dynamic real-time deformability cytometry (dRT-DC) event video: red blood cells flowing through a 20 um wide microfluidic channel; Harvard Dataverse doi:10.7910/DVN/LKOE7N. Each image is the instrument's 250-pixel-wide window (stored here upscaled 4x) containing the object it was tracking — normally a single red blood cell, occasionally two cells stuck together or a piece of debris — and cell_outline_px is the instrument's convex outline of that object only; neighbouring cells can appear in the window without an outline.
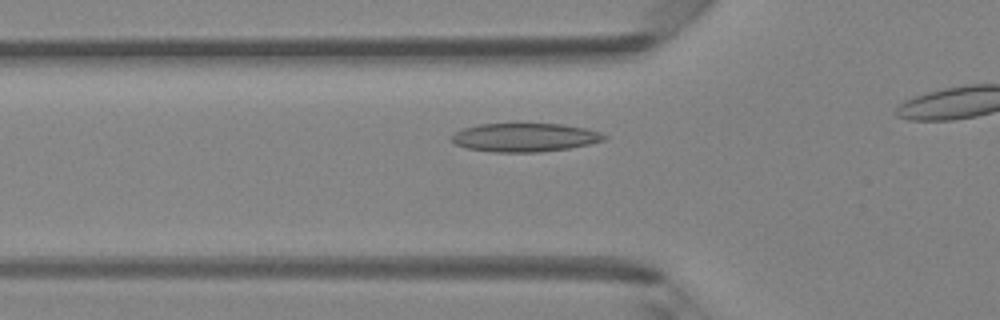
{"species": "Egyptian fruit bat (a non-hibernating species)", "species_latin": "Rousettus aegyptiacus", "temperature_condition": "room temperature", "stored_images_in_passage": 17, "camera_frame_rate_fps": 3000, "um_per_image_px": 0.085, "animal": {"sex": "female"}, "frame": {"image": 1, "passage_image": 12, "time_ms": 3.667, "image_size_px": [1000, 320], "cell_outline_px": [[608, 136], [604, 140], [588, 144], [568, 148], [540, 152], [492, 152], [464, 148], [456, 144], [452, 140], [452, 136], [456, 132], [464, 128], [480, 124], [560, 124], [584, 128], [600, 132]], "centroid_in_image_um": [44.6, 11.69], "position_along_channel_um": 81.2, "area_um2": 25.2}}
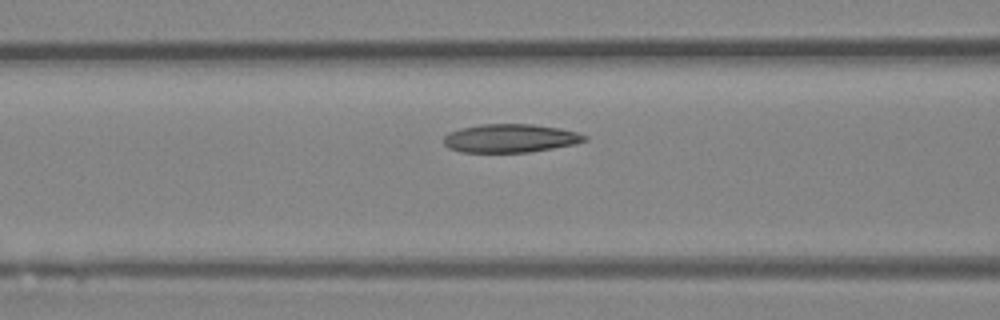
{"frame": {"image": 2, "passage_image": 15, "time_ms": 4.667, "image_size_px": [1000, 320], "cell_outline_px": [[588, 140], [576, 144], [528, 152], [460, 152], [448, 148], [444, 144], [444, 136], [448, 132], [460, 128], [480, 124], [532, 124], [560, 128], [576, 132], [588, 136]], "centroid_in_image_um": [43.37, 11.75], "position_along_channel_um": 123.2, "area_um2": 23.47}}